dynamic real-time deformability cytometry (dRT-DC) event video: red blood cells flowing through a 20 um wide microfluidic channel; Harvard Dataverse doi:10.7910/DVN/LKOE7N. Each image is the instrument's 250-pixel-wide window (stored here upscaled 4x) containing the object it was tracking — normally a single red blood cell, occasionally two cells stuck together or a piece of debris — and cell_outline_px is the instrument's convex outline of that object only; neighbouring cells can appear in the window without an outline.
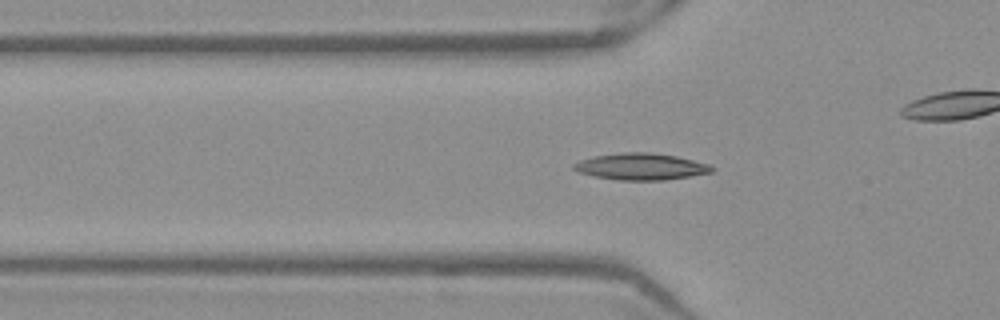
{"species": "Egyptian fruit bat (a non-hibernating species)", "species_latin": "Rousettus aegyptiacus", "temperature_condition": "warm", "stored_images_in_passage": 45, "camera_frame_rate_fps": 3000, "um_per_image_px": 0.085, "frame": {"image": 1, "passage_image": 10, "time_ms": 3.0, "image_size_px": [1000, 320], "cell_outline_px": [[716, 168], [712, 172], [664, 180], [616, 180], [592, 176], [580, 172], [572, 168], [572, 164], [580, 160], [592, 156], [624, 152], [652, 152], [676, 156], [708, 164]], "centroid_in_image_um": [54.44, 14.15], "position_along_channel_um": 71.4, "area_um2": 21.44}}
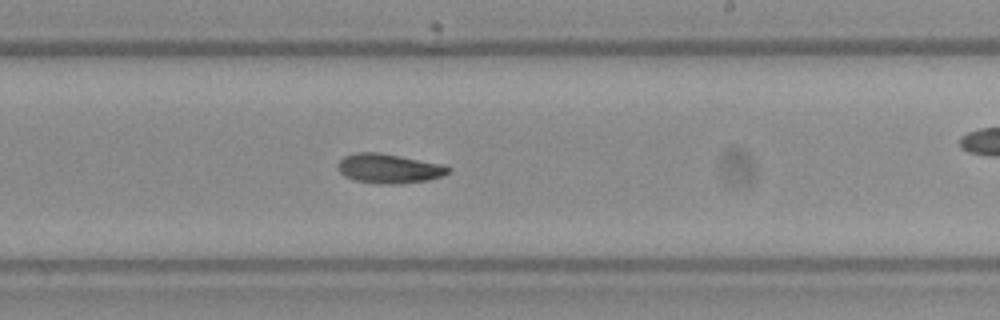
{"frame": {"image": 2, "passage_image": 24, "time_ms": 7.667, "image_size_px": [1000, 320], "cell_outline_px": [[452, 172], [444, 176], [428, 180], [400, 184], [384, 184], [356, 180], [344, 176], [336, 168], [340, 160], [344, 156], [356, 152], [380, 152], [444, 164], [452, 168]], "centroid_in_image_um": [33.11, 14.32], "position_along_channel_um": 255.9, "area_um2": 19.25}}
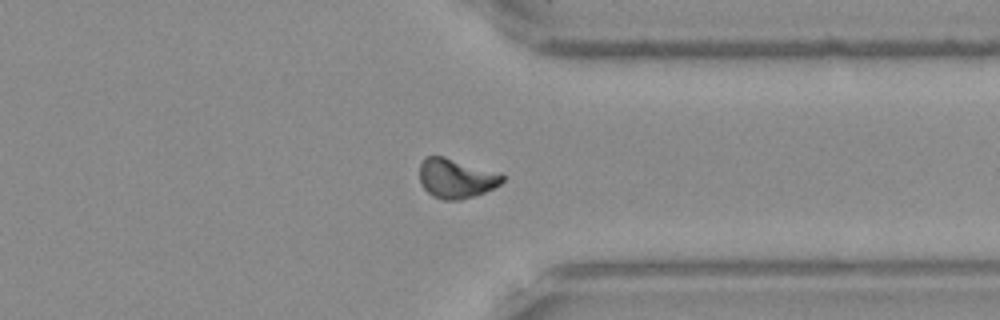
{"frame": {"image": 3, "passage_image": 33, "time_ms": 10.667, "image_size_px": [1000, 320], "cell_outline_px": [[504, 180], [500, 184], [484, 192], [460, 200], [444, 200], [432, 196], [420, 184], [420, 164], [424, 156], [444, 156], [500, 172], [504, 176]], "centroid_in_image_um": [38.76, 15.14], "position_along_channel_um": 372.6, "area_um2": 19.19}, "authors_computed_cell_mechanics": {"area_um2": 18.8428, "velocity_mm_per_s": 3.9456, "shape_relaxation_time_tau1_ms": null, "shape_relaxation_time_tau2_ms": 8.0932, "deformation_change_tau1": null, "deformation_change_tau2": 0.1472}}